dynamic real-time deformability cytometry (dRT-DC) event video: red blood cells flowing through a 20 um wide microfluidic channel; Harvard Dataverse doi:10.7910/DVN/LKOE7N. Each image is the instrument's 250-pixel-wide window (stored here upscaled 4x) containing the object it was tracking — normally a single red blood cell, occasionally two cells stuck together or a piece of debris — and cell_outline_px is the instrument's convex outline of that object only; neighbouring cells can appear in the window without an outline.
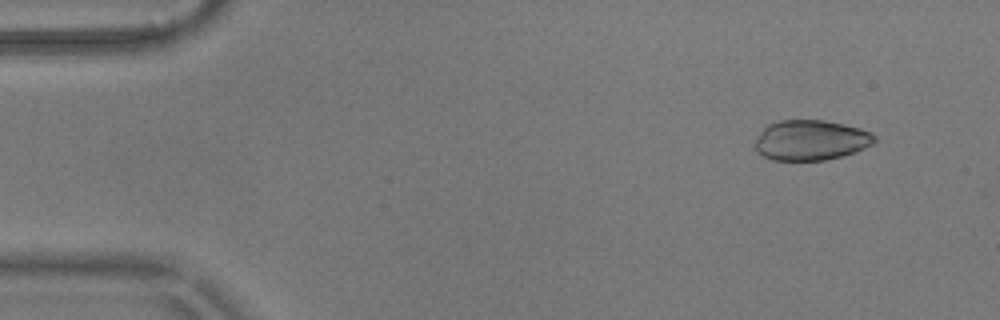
{"species": "common noctule bat (a hibernating species)", "species_latin": "Nyctalus noctula", "temperature_condition": "warm", "stored_images_in_passage": 5, "camera_frame_rate_fps": 3000, "um_per_image_px": 0.085, "animal": {"sex": "male", "body_mass_g": 17.9}, "frame": {"image": 1, "passage_image": 2, "time_ms": 0.333, "image_size_px": [1000, 320], "cell_outline_px": [[876, 140], [872, 144], [856, 152], [824, 160], [772, 160], [756, 152], [756, 140], [760, 132], [768, 124], [780, 120], [824, 120], [844, 124], [860, 128], [872, 132], [876, 136]], "centroid_in_image_um": [68.94, 11.91], "position_along_channel_um": 16.1, "area_um2": 28.03}}
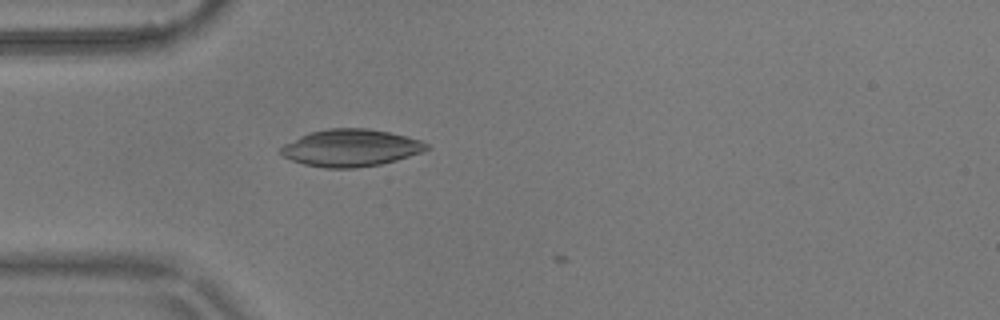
{"frame": {"image": 2, "passage_image": 5, "time_ms": 1.333, "image_size_px": [1000, 320], "cell_outline_px": [[432, 148], [396, 160], [380, 164], [356, 168], [324, 168], [304, 164], [292, 160], [284, 156], [280, 152], [280, 148], [284, 144], [308, 132], [328, 128], [368, 128], [388, 132], [420, 140], [428, 144]], "centroid_in_image_um": [29.8, 12.57], "position_along_channel_um": 55.2, "area_um2": 31.44}}